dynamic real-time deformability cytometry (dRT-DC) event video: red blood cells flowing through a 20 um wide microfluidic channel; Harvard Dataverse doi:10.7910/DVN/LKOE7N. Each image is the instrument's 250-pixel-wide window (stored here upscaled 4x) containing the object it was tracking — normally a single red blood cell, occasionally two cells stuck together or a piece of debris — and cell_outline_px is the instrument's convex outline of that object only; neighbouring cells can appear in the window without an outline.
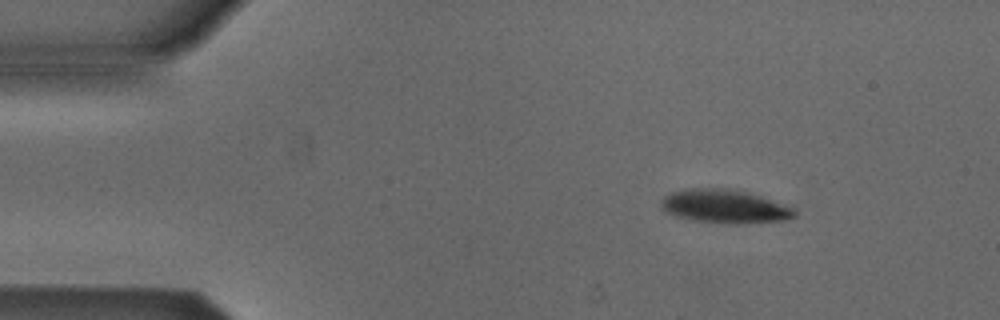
{"species": "Egyptian fruit bat (a non-hibernating species)", "species_latin": "Rousettus aegyptiacus", "temperature_condition": "cold", "stored_images_in_passage": 5, "camera_frame_rate_fps": 3000, "um_per_image_px": 0.085, "animal": {"sex": "male"}, "frame": {"image": 1, "passage_image": 1, "time_ms": 0.0, "image_size_px": [1000, 320], "cell_outline_px": [[796, 216], [784, 220], [736, 224], [728, 224], [692, 220], [676, 216], [660, 208], [660, 200], [664, 196], [672, 192], [684, 188], [728, 188], [748, 192], [760, 196], [792, 208], [796, 212]], "centroid_in_image_um": [61.54, 17.54], "position_along_channel_um": 23.5, "area_um2": 26.07}}